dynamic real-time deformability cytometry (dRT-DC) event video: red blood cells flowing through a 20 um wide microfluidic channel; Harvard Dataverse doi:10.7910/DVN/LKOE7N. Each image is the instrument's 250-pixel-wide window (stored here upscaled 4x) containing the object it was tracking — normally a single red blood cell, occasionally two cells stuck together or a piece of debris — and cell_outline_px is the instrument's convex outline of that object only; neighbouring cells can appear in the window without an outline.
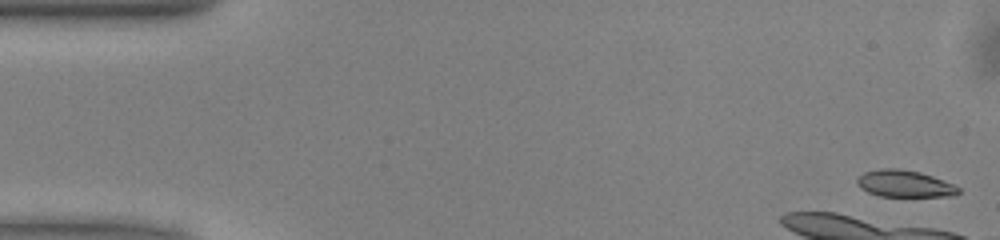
{"species": "common noctule bat (a hibernating species)", "species_latin": "Nyctalus noctula", "temperature_condition": "warm", "stored_images_in_passage": 13, "camera_frame_rate_fps": 3000, "um_per_image_px": 0.085, "animal": {"sex": "male", "body_mass_g": 13.0, "forearm_length_mm": 53.1}, "frame": {"image": 1, "passage_image": 1, "time_ms": 0.0, "image_size_px": [1000, 240], "cell_outline_px": [[960, 192], [952, 196], [880, 196], [868, 192], [860, 188], [856, 184], [856, 176], [864, 172], [880, 168], [896, 168], [920, 172], [932, 176], [952, 184], [960, 188]], "centroid_in_image_um": [76.83, 15.61], "position_along_channel_um": 8.2, "area_um2": 15.9}}